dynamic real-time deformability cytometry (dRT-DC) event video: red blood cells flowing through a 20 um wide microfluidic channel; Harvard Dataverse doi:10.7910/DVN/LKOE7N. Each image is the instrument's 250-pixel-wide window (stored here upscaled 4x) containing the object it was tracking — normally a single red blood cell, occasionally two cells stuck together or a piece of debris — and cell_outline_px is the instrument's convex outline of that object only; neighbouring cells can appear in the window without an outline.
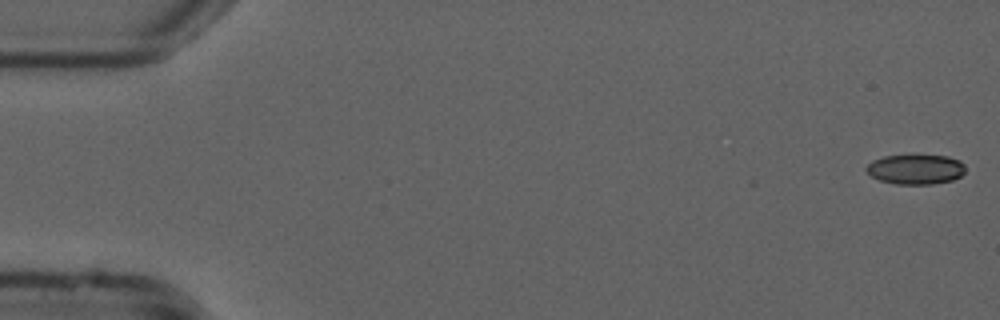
{"species": "common noctule bat (a hibernating species)", "species_latin": "Nyctalus noctula", "temperature_condition": "cold", "stored_images_in_passage": 3, "camera_frame_rate_fps": 3000, "um_per_image_px": 0.085, "animal": {"sex": "male", "forearm_length_mm": 52.5}, "frame": {"image": 1, "passage_image": 1, "time_ms": 0.0, "image_size_px": [1000, 320], "cell_outline_px": [[964, 172], [960, 176], [952, 180], [932, 184], [896, 184], [880, 180], [872, 176], [864, 168], [872, 160], [884, 156], [948, 156], [960, 160], [964, 164]], "centroid_in_image_um": [77.82, 14.39], "position_along_channel_um": 7.2, "area_um2": 17.05}}